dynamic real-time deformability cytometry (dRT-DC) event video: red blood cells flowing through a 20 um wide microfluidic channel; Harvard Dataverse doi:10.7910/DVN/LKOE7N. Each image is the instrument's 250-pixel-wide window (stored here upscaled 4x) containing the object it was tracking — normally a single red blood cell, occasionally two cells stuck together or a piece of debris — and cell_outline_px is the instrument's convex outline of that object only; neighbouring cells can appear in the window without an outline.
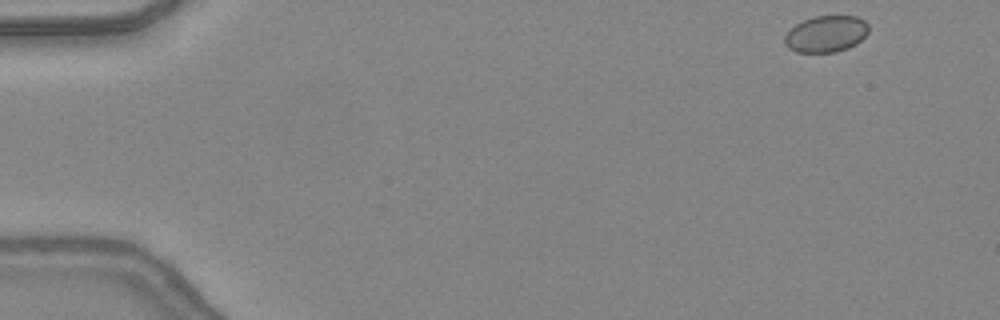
{"species": "common noctule bat (a hibernating species)", "species_latin": "Nyctalus noctula", "temperature_condition": "warm", "stored_images_in_passage": 45, "camera_frame_rate_fps": 3000, "um_per_image_px": 0.085, "animal": {"sex": "female", "body_mass_g": 24.6, "forearm_length_mm": 56.2}, "frame": {"image": 1, "passage_image": 1, "time_ms": 0.0, "image_size_px": [1000, 320], "cell_outline_px": [[868, 32], [856, 44], [848, 48], [836, 52], [796, 52], [788, 48], [784, 44], [784, 36], [796, 24], [804, 20], [816, 16], [856, 16], [864, 20], [868, 24]], "centroid_in_image_um": [70.21, 2.89], "position_along_channel_um": 14.8, "area_um2": 17.8}}
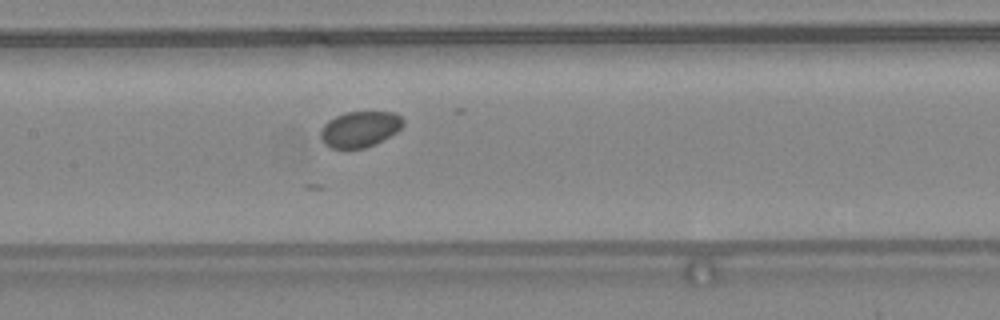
{"frame": {"image": 2, "passage_image": 21, "time_ms": 6.667, "image_size_px": [1000, 320], "cell_outline_px": [[404, 124], [396, 132], [364, 148], [332, 148], [324, 144], [320, 136], [320, 128], [328, 120], [336, 116], [348, 112], [396, 112], [404, 120]], "centroid_in_image_um": [30.56, 10.96], "position_along_channel_um": 176.8, "area_um2": 17.05}}
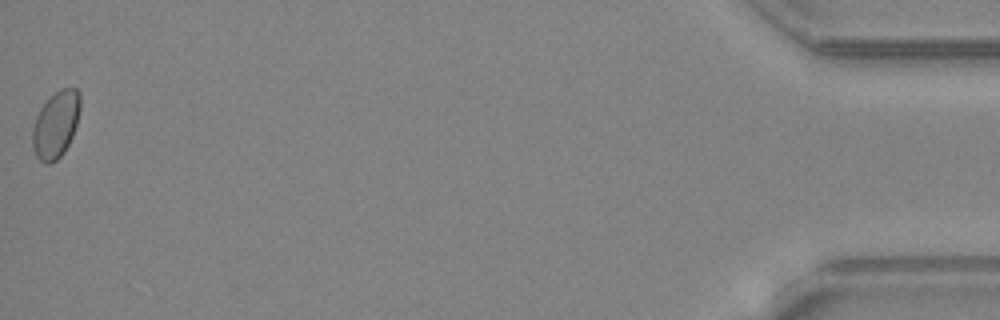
{"frame": {"image": 3, "passage_image": 45, "time_ms": 14.667, "image_size_px": [1000, 320], "cell_outline_px": [[80, 108], [76, 124], [72, 136], [64, 152], [56, 160], [48, 164], [44, 164], [36, 156], [32, 148], [32, 128], [36, 116], [40, 108], [60, 88], [76, 88], [80, 92]], "centroid_in_image_um": [4.73, 10.6], "position_along_channel_um": 430.5, "area_um2": 18.5}}